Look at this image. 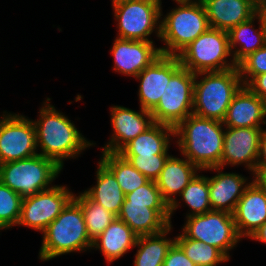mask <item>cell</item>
Here are the masks:
<instances>
[{
    "mask_svg": "<svg viewBox=\"0 0 266 266\" xmlns=\"http://www.w3.org/2000/svg\"><path fill=\"white\" fill-rule=\"evenodd\" d=\"M195 73L181 66L170 78L164 94L151 111L155 123L176 128L193 114Z\"/></svg>",
    "mask_w": 266,
    "mask_h": 266,
    "instance_id": "30bf717a",
    "label": "cell"
},
{
    "mask_svg": "<svg viewBox=\"0 0 266 266\" xmlns=\"http://www.w3.org/2000/svg\"><path fill=\"white\" fill-rule=\"evenodd\" d=\"M61 171L53 160L37 154L0 164V182L24 198L52 188Z\"/></svg>",
    "mask_w": 266,
    "mask_h": 266,
    "instance_id": "8992f818",
    "label": "cell"
},
{
    "mask_svg": "<svg viewBox=\"0 0 266 266\" xmlns=\"http://www.w3.org/2000/svg\"><path fill=\"white\" fill-rule=\"evenodd\" d=\"M141 174L149 180H156L170 154H153L152 156L122 155Z\"/></svg>",
    "mask_w": 266,
    "mask_h": 266,
    "instance_id": "d6a6232c",
    "label": "cell"
},
{
    "mask_svg": "<svg viewBox=\"0 0 266 266\" xmlns=\"http://www.w3.org/2000/svg\"><path fill=\"white\" fill-rule=\"evenodd\" d=\"M265 128L225 127L220 167L244 165L253 174L258 161L259 144Z\"/></svg>",
    "mask_w": 266,
    "mask_h": 266,
    "instance_id": "4fadbf2b",
    "label": "cell"
},
{
    "mask_svg": "<svg viewBox=\"0 0 266 266\" xmlns=\"http://www.w3.org/2000/svg\"><path fill=\"white\" fill-rule=\"evenodd\" d=\"M114 58L113 70L130 77H136L151 65L162 53L154 41H136L115 38L110 50Z\"/></svg>",
    "mask_w": 266,
    "mask_h": 266,
    "instance_id": "e0dca14e",
    "label": "cell"
},
{
    "mask_svg": "<svg viewBox=\"0 0 266 266\" xmlns=\"http://www.w3.org/2000/svg\"><path fill=\"white\" fill-rule=\"evenodd\" d=\"M265 118L266 101L243 85L233 97L222 122L225 127L263 128Z\"/></svg>",
    "mask_w": 266,
    "mask_h": 266,
    "instance_id": "44dd1931",
    "label": "cell"
},
{
    "mask_svg": "<svg viewBox=\"0 0 266 266\" xmlns=\"http://www.w3.org/2000/svg\"><path fill=\"white\" fill-rule=\"evenodd\" d=\"M163 266H197L190 261L182 248L174 242L167 252V256L163 262Z\"/></svg>",
    "mask_w": 266,
    "mask_h": 266,
    "instance_id": "d590c367",
    "label": "cell"
},
{
    "mask_svg": "<svg viewBox=\"0 0 266 266\" xmlns=\"http://www.w3.org/2000/svg\"><path fill=\"white\" fill-rule=\"evenodd\" d=\"M243 85H247L255 76L266 73V44L250 53L238 65Z\"/></svg>",
    "mask_w": 266,
    "mask_h": 266,
    "instance_id": "836d02e7",
    "label": "cell"
},
{
    "mask_svg": "<svg viewBox=\"0 0 266 266\" xmlns=\"http://www.w3.org/2000/svg\"><path fill=\"white\" fill-rule=\"evenodd\" d=\"M232 215L241 238H249L266 222V193L255 181H250Z\"/></svg>",
    "mask_w": 266,
    "mask_h": 266,
    "instance_id": "ffe728a7",
    "label": "cell"
},
{
    "mask_svg": "<svg viewBox=\"0 0 266 266\" xmlns=\"http://www.w3.org/2000/svg\"><path fill=\"white\" fill-rule=\"evenodd\" d=\"M65 185L24 197L17 226L30 227L42 233L73 199L74 193Z\"/></svg>",
    "mask_w": 266,
    "mask_h": 266,
    "instance_id": "7c38bea8",
    "label": "cell"
},
{
    "mask_svg": "<svg viewBox=\"0 0 266 266\" xmlns=\"http://www.w3.org/2000/svg\"><path fill=\"white\" fill-rule=\"evenodd\" d=\"M210 28L229 32L256 14V0H201Z\"/></svg>",
    "mask_w": 266,
    "mask_h": 266,
    "instance_id": "7402d4cb",
    "label": "cell"
},
{
    "mask_svg": "<svg viewBox=\"0 0 266 266\" xmlns=\"http://www.w3.org/2000/svg\"><path fill=\"white\" fill-rule=\"evenodd\" d=\"M183 158L170 155L159 177L155 180L163 200L169 205L170 218L174 211L181 207L176 196L181 194L199 171L201 172L195 164Z\"/></svg>",
    "mask_w": 266,
    "mask_h": 266,
    "instance_id": "ac0fdd59",
    "label": "cell"
},
{
    "mask_svg": "<svg viewBox=\"0 0 266 266\" xmlns=\"http://www.w3.org/2000/svg\"><path fill=\"white\" fill-rule=\"evenodd\" d=\"M112 134L102 152H119L128 142L145 132L155 122L150 111L140 108L139 112L124 106L110 107Z\"/></svg>",
    "mask_w": 266,
    "mask_h": 266,
    "instance_id": "9a60e30c",
    "label": "cell"
},
{
    "mask_svg": "<svg viewBox=\"0 0 266 266\" xmlns=\"http://www.w3.org/2000/svg\"><path fill=\"white\" fill-rule=\"evenodd\" d=\"M117 1H120V0H111L112 3H113V2H117Z\"/></svg>",
    "mask_w": 266,
    "mask_h": 266,
    "instance_id": "7bdbcfd3",
    "label": "cell"
},
{
    "mask_svg": "<svg viewBox=\"0 0 266 266\" xmlns=\"http://www.w3.org/2000/svg\"><path fill=\"white\" fill-rule=\"evenodd\" d=\"M95 177L96 184L84 192L93 201L118 216L125 200V194L121 190L113 172L100 159Z\"/></svg>",
    "mask_w": 266,
    "mask_h": 266,
    "instance_id": "484cf974",
    "label": "cell"
},
{
    "mask_svg": "<svg viewBox=\"0 0 266 266\" xmlns=\"http://www.w3.org/2000/svg\"><path fill=\"white\" fill-rule=\"evenodd\" d=\"M222 169V167H210L201 171L216 172L215 175L209 177V201L212 210L232 214L250 182L242 174L222 172Z\"/></svg>",
    "mask_w": 266,
    "mask_h": 266,
    "instance_id": "d6986e66",
    "label": "cell"
},
{
    "mask_svg": "<svg viewBox=\"0 0 266 266\" xmlns=\"http://www.w3.org/2000/svg\"><path fill=\"white\" fill-rule=\"evenodd\" d=\"M230 56L228 32L215 28H209L177 55L181 66L195 74L236 68Z\"/></svg>",
    "mask_w": 266,
    "mask_h": 266,
    "instance_id": "52a82bcc",
    "label": "cell"
},
{
    "mask_svg": "<svg viewBox=\"0 0 266 266\" xmlns=\"http://www.w3.org/2000/svg\"><path fill=\"white\" fill-rule=\"evenodd\" d=\"M256 168H266V130L261 135Z\"/></svg>",
    "mask_w": 266,
    "mask_h": 266,
    "instance_id": "74e56055",
    "label": "cell"
},
{
    "mask_svg": "<svg viewBox=\"0 0 266 266\" xmlns=\"http://www.w3.org/2000/svg\"><path fill=\"white\" fill-rule=\"evenodd\" d=\"M224 132L222 121L191 114L175 128L176 146L200 170L220 167Z\"/></svg>",
    "mask_w": 266,
    "mask_h": 266,
    "instance_id": "7a4b0ae2",
    "label": "cell"
},
{
    "mask_svg": "<svg viewBox=\"0 0 266 266\" xmlns=\"http://www.w3.org/2000/svg\"><path fill=\"white\" fill-rule=\"evenodd\" d=\"M180 67L177 56L162 54L135 77L140 80L138 89L140 108L151 112L157 106L171 76Z\"/></svg>",
    "mask_w": 266,
    "mask_h": 266,
    "instance_id": "5bb4252c",
    "label": "cell"
},
{
    "mask_svg": "<svg viewBox=\"0 0 266 266\" xmlns=\"http://www.w3.org/2000/svg\"><path fill=\"white\" fill-rule=\"evenodd\" d=\"M249 238L266 244V222L261 225Z\"/></svg>",
    "mask_w": 266,
    "mask_h": 266,
    "instance_id": "60d3db41",
    "label": "cell"
},
{
    "mask_svg": "<svg viewBox=\"0 0 266 266\" xmlns=\"http://www.w3.org/2000/svg\"><path fill=\"white\" fill-rule=\"evenodd\" d=\"M124 201L139 203H166L163 200L154 180H149L146 184L126 194Z\"/></svg>",
    "mask_w": 266,
    "mask_h": 266,
    "instance_id": "e575fe53",
    "label": "cell"
},
{
    "mask_svg": "<svg viewBox=\"0 0 266 266\" xmlns=\"http://www.w3.org/2000/svg\"><path fill=\"white\" fill-rule=\"evenodd\" d=\"M173 1H199V0H173Z\"/></svg>",
    "mask_w": 266,
    "mask_h": 266,
    "instance_id": "b9f144b4",
    "label": "cell"
},
{
    "mask_svg": "<svg viewBox=\"0 0 266 266\" xmlns=\"http://www.w3.org/2000/svg\"><path fill=\"white\" fill-rule=\"evenodd\" d=\"M161 0H120L112 3L117 22V38L136 41L160 39Z\"/></svg>",
    "mask_w": 266,
    "mask_h": 266,
    "instance_id": "ba28073f",
    "label": "cell"
},
{
    "mask_svg": "<svg viewBox=\"0 0 266 266\" xmlns=\"http://www.w3.org/2000/svg\"><path fill=\"white\" fill-rule=\"evenodd\" d=\"M47 98L39 110V119L32 120L36 128L38 154L53 160L63 169L66 159H75L96 143L88 141L75 124L50 104ZM40 147V148H39Z\"/></svg>",
    "mask_w": 266,
    "mask_h": 266,
    "instance_id": "6da1fadb",
    "label": "cell"
},
{
    "mask_svg": "<svg viewBox=\"0 0 266 266\" xmlns=\"http://www.w3.org/2000/svg\"><path fill=\"white\" fill-rule=\"evenodd\" d=\"M173 229L172 224L163 232L154 235L138 236L134 248V266H163L168 250L175 242V237H166Z\"/></svg>",
    "mask_w": 266,
    "mask_h": 266,
    "instance_id": "4316f807",
    "label": "cell"
},
{
    "mask_svg": "<svg viewBox=\"0 0 266 266\" xmlns=\"http://www.w3.org/2000/svg\"><path fill=\"white\" fill-rule=\"evenodd\" d=\"M39 259L49 261L57 256L92 249L80 205L72 199L42 232Z\"/></svg>",
    "mask_w": 266,
    "mask_h": 266,
    "instance_id": "3957f363",
    "label": "cell"
},
{
    "mask_svg": "<svg viewBox=\"0 0 266 266\" xmlns=\"http://www.w3.org/2000/svg\"><path fill=\"white\" fill-rule=\"evenodd\" d=\"M22 197L0 182V230H8L17 226L20 215Z\"/></svg>",
    "mask_w": 266,
    "mask_h": 266,
    "instance_id": "1f68e13d",
    "label": "cell"
},
{
    "mask_svg": "<svg viewBox=\"0 0 266 266\" xmlns=\"http://www.w3.org/2000/svg\"><path fill=\"white\" fill-rule=\"evenodd\" d=\"M101 154V161L113 172L125 195L149 181L118 152H101Z\"/></svg>",
    "mask_w": 266,
    "mask_h": 266,
    "instance_id": "83f0119b",
    "label": "cell"
},
{
    "mask_svg": "<svg viewBox=\"0 0 266 266\" xmlns=\"http://www.w3.org/2000/svg\"><path fill=\"white\" fill-rule=\"evenodd\" d=\"M117 217L138 236L161 233L172 223L167 203L124 201Z\"/></svg>",
    "mask_w": 266,
    "mask_h": 266,
    "instance_id": "2e32d148",
    "label": "cell"
},
{
    "mask_svg": "<svg viewBox=\"0 0 266 266\" xmlns=\"http://www.w3.org/2000/svg\"><path fill=\"white\" fill-rule=\"evenodd\" d=\"M242 86L238 66L224 71L196 73L193 114L223 121L233 97Z\"/></svg>",
    "mask_w": 266,
    "mask_h": 266,
    "instance_id": "277c9868",
    "label": "cell"
},
{
    "mask_svg": "<svg viewBox=\"0 0 266 266\" xmlns=\"http://www.w3.org/2000/svg\"><path fill=\"white\" fill-rule=\"evenodd\" d=\"M175 242L182 248L186 257L197 266H217L229 260L216 247L186 238L182 233L175 236Z\"/></svg>",
    "mask_w": 266,
    "mask_h": 266,
    "instance_id": "f546056e",
    "label": "cell"
},
{
    "mask_svg": "<svg viewBox=\"0 0 266 266\" xmlns=\"http://www.w3.org/2000/svg\"><path fill=\"white\" fill-rule=\"evenodd\" d=\"M172 138H175V128L165 124L154 123L145 132L128 142L118 153L121 155L140 156L169 154Z\"/></svg>",
    "mask_w": 266,
    "mask_h": 266,
    "instance_id": "cb8c5ba5",
    "label": "cell"
},
{
    "mask_svg": "<svg viewBox=\"0 0 266 266\" xmlns=\"http://www.w3.org/2000/svg\"><path fill=\"white\" fill-rule=\"evenodd\" d=\"M177 197H180L190 209L186 217L211 211L209 177L197 173Z\"/></svg>",
    "mask_w": 266,
    "mask_h": 266,
    "instance_id": "4dcf8cb0",
    "label": "cell"
},
{
    "mask_svg": "<svg viewBox=\"0 0 266 266\" xmlns=\"http://www.w3.org/2000/svg\"><path fill=\"white\" fill-rule=\"evenodd\" d=\"M256 15L258 16L261 26L266 34V0H256Z\"/></svg>",
    "mask_w": 266,
    "mask_h": 266,
    "instance_id": "f35d334b",
    "label": "cell"
},
{
    "mask_svg": "<svg viewBox=\"0 0 266 266\" xmlns=\"http://www.w3.org/2000/svg\"><path fill=\"white\" fill-rule=\"evenodd\" d=\"M186 238L199 240L219 249L228 259L230 251L240 243L233 215L226 211L211 210L186 217L182 227Z\"/></svg>",
    "mask_w": 266,
    "mask_h": 266,
    "instance_id": "9c48e42d",
    "label": "cell"
},
{
    "mask_svg": "<svg viewBox=\"0 0 266 266\" xmlns=\"http://www.w3.org/2000/svg\"><path fill=\"white\" fill-rule=\"evenodd\" d=\"M252 180L255 181L260 188L266 193V168H256L252 174Z\"/></svg>",
    "mask_w": 266,
    "mask_h": 266,
    "instance_id": "ab89813d",
    "label": "cell"
},
{
    "mask_svg": "<svg viewBox=\"0 0 266 266\" xmlns=\"http://www.w3.org/2000/svg\"><path fill=\"white\" fill-rule=\"evenodd\" d=\"M177 7L165 16L161 6L159 47L163 55L177 56L186 46L210 28L205 7L199 1H176ZM163 16V17H162Z\"/></svg>",
    "mask_w": 266,
    "mask_h": 266,
    "instance_id": "5b68a950",
    "label": "cell"
},
{
    "mask_svg": "<svg viewBox=\"0 0 266 266\" xmlns=\"http://www.w3.org/2000/svg\"><path fill=\"white\" fill-rule=\"evenodd\" d=\"M37 154L33 121L22 114L4 111L0 117V164Z\"/></svg>",
    "mask_w": 266,
    "mask_h": 266,
    "instance_id": "8fae6325",
    "label": "cell"
},
{
    "mask_svg": "<svg viewBox=\"0 0 266 266\" xmlns=\"http://www.w3.org/2000/svg\"><path fill=\"white\" fill-rule=\"evenodd\" d=\"M246 86L253 93L266 101V73L255 76Z\"/></svg>",
    "mask_w": 266,
    "mask_h": 266,
    "instance_id": "8d00e7d4",
    "label": "cell"
},
{
    "mask_svg": "<svg viewBox=\"0 0 266 266\" xmlns=\"http://www.w3.org/2000/svg\"><path fill=\"white\" fill-rule=\"evenodd\" d=\"M138 235L121 219L114 221L93 240L92 249L100 250L107 263L123 257L130 249H134Z\"/></svg>",
    "mask_w": 266,
    "mask_h": 266,
    "instance_id": "603a6c76",
    "label": "cell"
},
{
    "mask_svg": "<svg viewBox=\"0 0 266 266\" xmlns=\"http://www.w3.org/2000/svg\"><path fill=\"white\" fill-rule=\"evenodd\" d=\"M73 199L80 205L86 224L87 233L93 241L114 221L117 217L102 205L93 201L85 192L74 194Z\"/></svg>",
    "mask_w": 266,
    "mask_h": 266,
    "instance_id": "f1b7e54d",
    "label": "cell"
},
{
    "mask_svg": "<svg viewBox=\"0 0 266 266\" xmlns=\"http://www.w3.org/2000/svg\"><path fill=\"white\" fill-rule=\"evenodd\" d=\"M255 20L259 23L258 29H255ZM228 34L231 58L236 65L266 44V34L256 14L232 28Z\"/></svg>",
    "mask_w": 266,
    "mask_h": 266,
    "instance_id": "d4e9b609",
    "label": "cell"
}]
</instances>
